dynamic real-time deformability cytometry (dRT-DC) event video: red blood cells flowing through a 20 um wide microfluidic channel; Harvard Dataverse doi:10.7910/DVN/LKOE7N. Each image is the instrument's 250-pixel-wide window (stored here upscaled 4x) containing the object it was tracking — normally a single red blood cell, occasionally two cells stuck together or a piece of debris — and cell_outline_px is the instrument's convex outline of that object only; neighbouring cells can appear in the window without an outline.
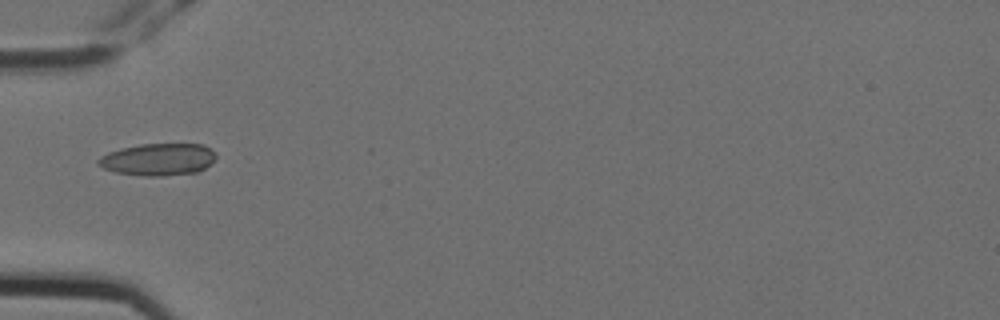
{"species": "Egyptian fruit bat (a non-hibernating species)", "species_latin": "Rousettus aegyptiacus", "temperature_condition": "cold", "stored_images_in_passage": 3, "camera_frame_rate_fps": 3000, "um_per_image_px": 0.085, "animal": {"sex": "female"}, "frame": {"image": 1, "passage_image": 1, "time_ms": 0.0, "image_size_px": [1000, 320], "cell_outline_px": [[216, 156], [212, 164], [196, 172], [160, 176], [144, 176], [116, 172], [104, 168], [96, 164], [96, 160], [100, 156], [108, 152], [120, 148], [140, 144], [204, 144]], "centroid_in_image_um": [13.4, 13.55], "position_along_channel_um": 71.6, "area_um2": 22.02}}
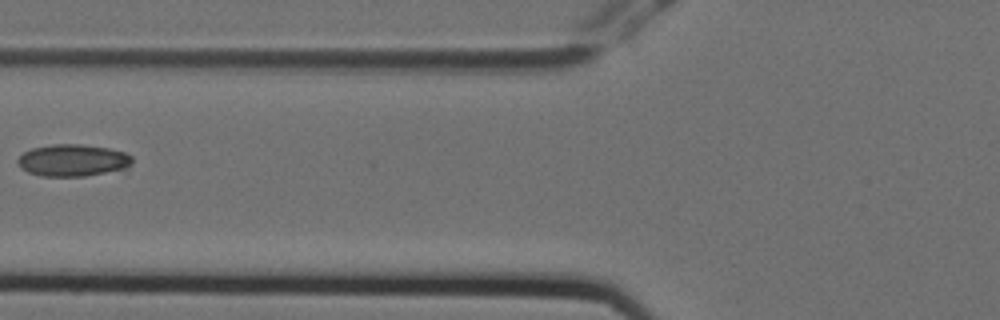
{"frame": {"image": 2, "passage_image": 2, "time_ms": 0.333, "image_size_px": [1000, 320], "cell_outline_px": [[132, 164], [128, 168], [84, 176], [40, 176], [28, 172], [20, 168], [16, 160], [24, 152], [32, 148], [52, 144], [80, 144], [108, 148], [124, 152], [132, 156]], "centroid_in_image_um": [6.17, 13.62], "position_along_channel_um": 119.6, "area_um2": 21.39}}
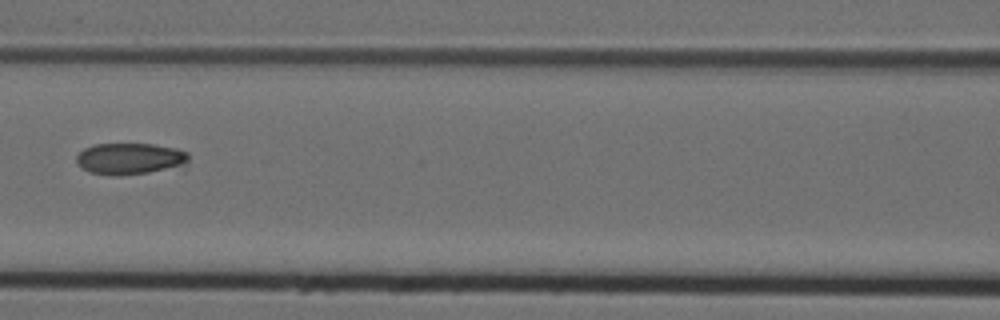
{"frame": {"image": 3, "passage_image": 3, "time_ms": 0.667, "image_size_px": [1000, 320], "cell_outline_px": [[188, 160], [184, 164], [148, 172], [120, 176], [112, 176], [88, 172], [76, 160], [76, 156], [84, 148], [92, 144], [152, 144], [176, 148], [188, 152]], "centroid_in_image_um": [10.99, 13.48], "position_along_channel_um": 155.6, "area_um2": 20.35}}